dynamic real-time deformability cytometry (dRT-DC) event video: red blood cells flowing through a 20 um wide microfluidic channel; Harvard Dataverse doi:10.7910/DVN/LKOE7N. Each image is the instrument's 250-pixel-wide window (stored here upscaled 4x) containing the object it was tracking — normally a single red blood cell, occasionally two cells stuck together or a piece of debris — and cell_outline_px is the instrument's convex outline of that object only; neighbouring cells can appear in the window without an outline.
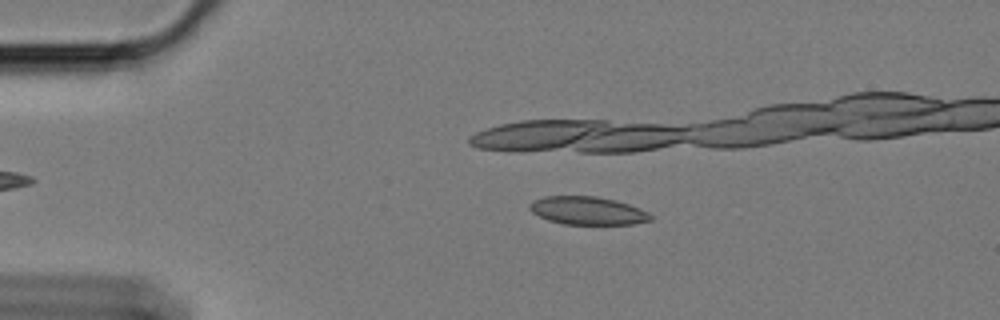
{"species": "Egyptian fruit bat (a non-hibernating species)", "species_latin": "Rousettus aegyptiacus", "temperature_condition": "cold", "stored_images_in_passage": 20, "camera_frame_rate_fps": 3000, "um_per_image_px": 0.085, "animal": {"sex": "female"}, "frame": {"image": 1, "passage_image": 12, "time_ms": 3.667, "image_size_px": [1000, 320], "cell_outline_px": [[652, 220], [632, 224], [564, 224], [548, 220], [532, 212], [528, 208], [528, 204], [532, 200], [544, 196], [596, 196], [616, 200], [640, 208], [648, 212], [652, 216]], "centroid_in_image_um": [49.93, 17.9], "position_along_channel_um": 35.1, "area_um2": 19.88}}